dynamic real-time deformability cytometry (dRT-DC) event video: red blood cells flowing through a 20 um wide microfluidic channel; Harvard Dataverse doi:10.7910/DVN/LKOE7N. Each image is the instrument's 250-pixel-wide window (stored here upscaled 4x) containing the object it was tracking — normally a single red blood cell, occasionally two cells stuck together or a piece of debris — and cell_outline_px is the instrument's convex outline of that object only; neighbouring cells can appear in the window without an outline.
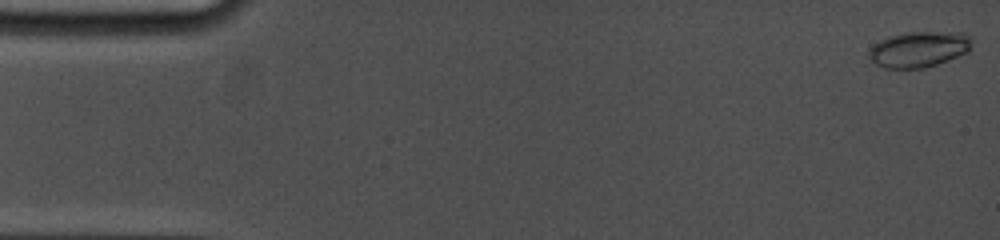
{"species": "common noctule bat (a hibernating species)", "species_latin": "Nyctalus noctula", "temperature_condition": "cold", "stored_images_in_passage": 8, "camera_frame_rate_fps": 5000, "um_per_image_px": 0.085, "animal": {"sex": "female", "body_mass_g": 19.0, "forearm_length_mm": 53.3}, "frame": {"image": 1, "passage_image": 1, "time_ms": 0.0, "image_size_px": [1000, 240], "cell_outline_px": [[972, 40], [968, 52], [948, 60], [924, 68], [884, 68], [876, 64], [868, 56], [868, 52], [880, 40], [888, 36], [908, 32], [964, 32]], "centroid_in_image_um": [78.12, 4.18], "position_along_channel_um": 6.9, "area_um2": 21.33}}
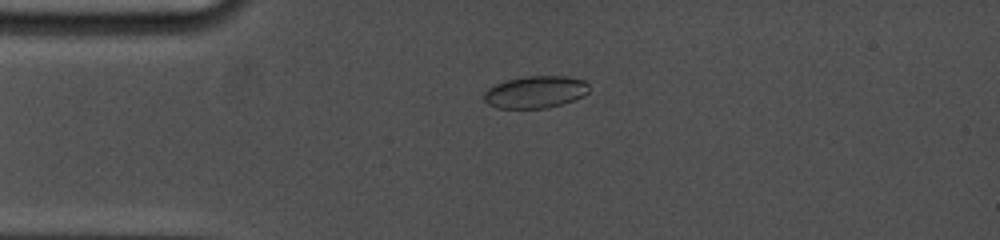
{"frame": {"image": 2, "passage_image": 6, "time_ms": 3.8, "image_size_px": [1000, 240], "cell_outline_px": [[588, 92], [584, 96], [560, 104], [544, 108], [496, 108], [488, 104], [484, 100], [484, 92], [488, 88], [496, 84], [508, 80], [528, 76], [568, 76], [584, 80], [588, 84]], "centroid_in_image_um": [45.51, 7.82], "position_along_channel_um": 39.5, "area_um2": 19.54}}